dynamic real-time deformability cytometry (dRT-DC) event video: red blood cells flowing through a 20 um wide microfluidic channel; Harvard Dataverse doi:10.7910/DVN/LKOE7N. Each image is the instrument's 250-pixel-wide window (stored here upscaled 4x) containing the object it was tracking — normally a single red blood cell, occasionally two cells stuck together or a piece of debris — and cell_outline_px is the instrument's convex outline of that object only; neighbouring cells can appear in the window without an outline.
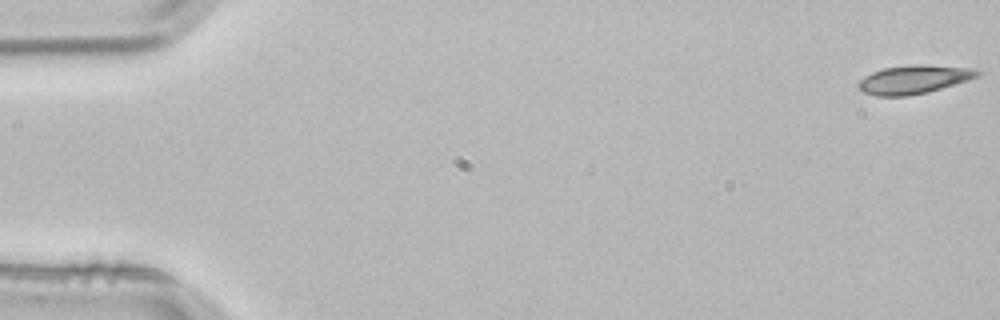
{"species": "common noctule bat (a hibernating species)", "species_latin": "Nyctalus noctula", "temperature_condition": "room temperature", "stored_images_in_passage": 3, "camera_frame_rate_fps": 3000, "um_per_image_px": 0.085, "animal": {"sex": "male", "body_mass_g": 21.5, "forearm_length_mm": 52.0}, "frame": {"image": 1, "passage_image": 1, "time_ms": 0.0, "image_size_px": [1000, 320], "cell_outline_px": [[980, 76], [928, 92], [908, 96], [876, 96], [864, 92], [856, 84], [864, 76], [872, 72], [884, 68], [916, 64], [924, 64], [972, 68], [980, 72]], "centroid_in_image_um": [77.66, 6.75], "position_along_channel_um": 7.3, "area_um2": 19.71}}